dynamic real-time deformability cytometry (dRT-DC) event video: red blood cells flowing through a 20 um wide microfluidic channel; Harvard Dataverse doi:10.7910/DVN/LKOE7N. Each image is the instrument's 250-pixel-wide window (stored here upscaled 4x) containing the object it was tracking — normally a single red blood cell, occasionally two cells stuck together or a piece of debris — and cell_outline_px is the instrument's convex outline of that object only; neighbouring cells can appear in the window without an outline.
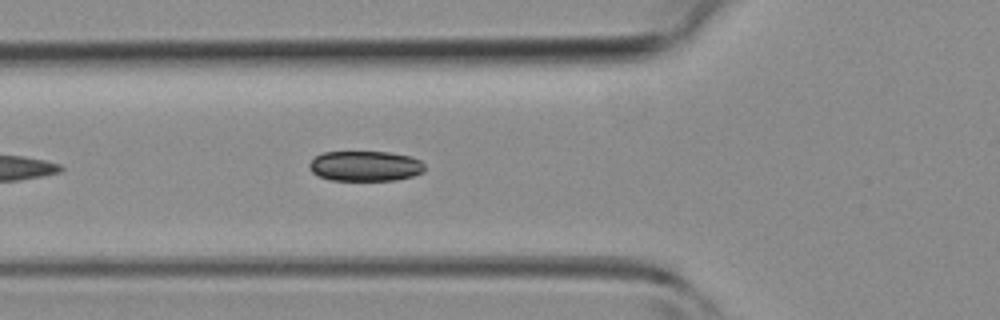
{"species": "common noctule bat (a hibernating species)", "species_latin": "Nyctalus noctula", "temperature_condition": "room temperature", "stored_images_in_passage": 11, "camera_frame_rate_fps": 3000, "um_per_image_px": 0.085, "animal": {"sex": "female", "body_mass_g": 19.3, "forearm_length_mm": 54.1}, "frame": {"image": 1, "passage_image": 5, "time_ms": 1.333, "image_size_px": [1000, 320], "cell_outline_px": [[424, 172], [412, 176], [396, 180], [328, 180], [312, 172], [308, 168], [308, 164], [316, 156], [324, 152], [388, 152], [408, 156], [420, 160], [424, 164]], "centroid_in_image_um": [31.03, 14.12], "position_along_channel_um": 94.8, "area_um2": 20.29}}